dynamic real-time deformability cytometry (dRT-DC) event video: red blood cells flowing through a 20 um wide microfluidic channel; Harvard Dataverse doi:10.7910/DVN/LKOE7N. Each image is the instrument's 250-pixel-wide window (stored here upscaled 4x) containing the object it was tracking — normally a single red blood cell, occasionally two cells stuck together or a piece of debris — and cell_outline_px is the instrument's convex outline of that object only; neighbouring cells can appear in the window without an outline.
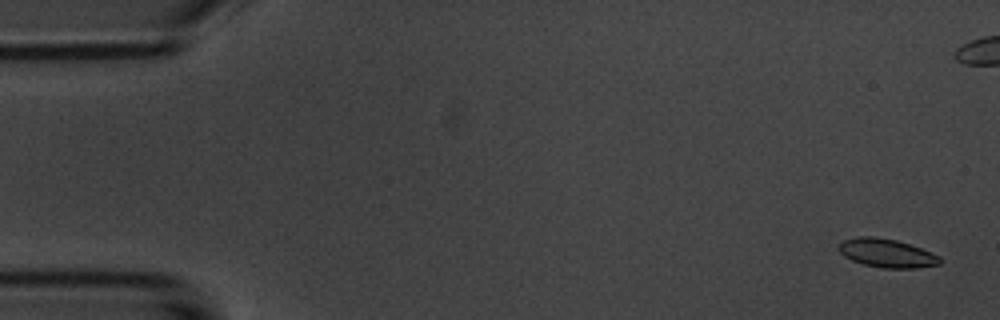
{"species": "common noctule bat (a hibernating species)", "species_latin": "Nyctalus noctula", "temperature_condition": "room temperature", "stored_images_in_passage": 6, "camera_frame_rate_fps": 3000, "um_per_image_px": 0.085, "animal": {"sex": "male", "body_mass_g": 20.1, "forearm_length_mm": 53.5}, "frame": {"image": 1, "passage_image": 1, "time_ms": 0.0, "image_size_px": [1000, 320], "cell_outline_px": [[940, 264], [916, 268], [884, 268], [864, 264], [852, 260], [844, 256], [840, 252], [836, 244], [844, 240], [856, 236], [876, 236], [896, 240], [920, 248], [940, 256]], "centroid_in_image_um": [75.33, 21.5], "position_along_channel_um": 9.7, "area_um2": 16.82}}
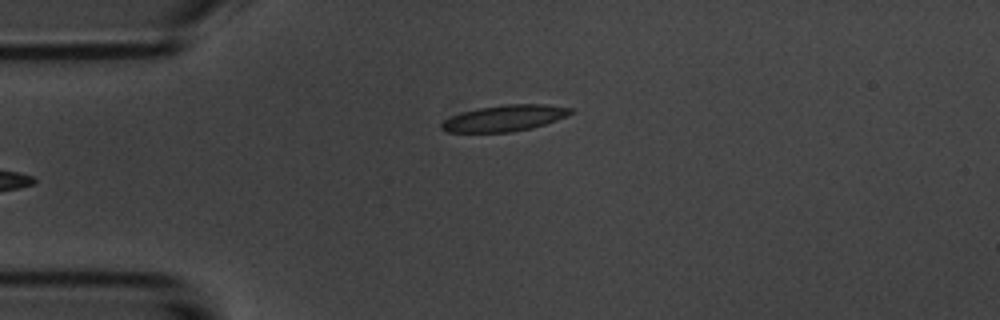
{"frame": {"image": 2, "passage_image": 6, "time_ms": 5.667, "image_size_px": [1000, 320], "cell_outline_px": [[576, 112], [568, 116], [532, 128], [512, 132], [448, 132], [440, 128], [440, 124], [444, 120], [460, 112], [480, 108], [508, 104], [544, 104], [576, 108]], "centroid_in_image_um": [42.95, 10.04], "position_along_channel_um": 42.1, "area_um2": 19.83}}